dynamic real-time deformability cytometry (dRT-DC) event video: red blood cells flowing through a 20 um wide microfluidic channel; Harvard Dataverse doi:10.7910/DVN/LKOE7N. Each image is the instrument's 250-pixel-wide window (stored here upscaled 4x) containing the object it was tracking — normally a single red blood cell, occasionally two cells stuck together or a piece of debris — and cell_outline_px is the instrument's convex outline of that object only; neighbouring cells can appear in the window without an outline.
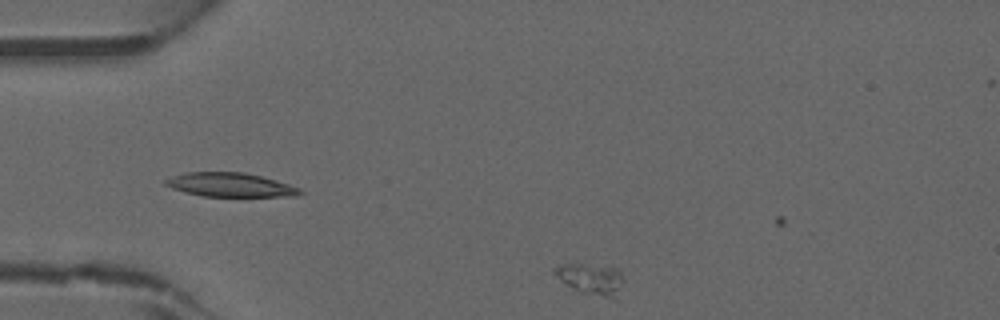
{"species": "common noctule bat (a hibernating species)", "species_latin": "Nyctalus noctula", "temperature_condition": "warm", "stored_images_in_passage": 10, "camera_frame_rate_fps": 3000, "um_per_image_px": 0.085, "animal": {"sex": "male", "forearm_length_mm": 52.5}, "frame": {"image": 1, "passage_image": 5, "time_ms": 1.333, "image_size_px": [1000, 320], "cell_outline_px": [[624, 280], [616, 300], [580, 292], [572, 288], [560, 280], [552, 272], [552, 268], [564, 264], [584, 264], [620, 268]], "centroid_in_image_um": [50.28, 23.73], "position_along_channel_um": 34.7, "area_um2": 12.77}}